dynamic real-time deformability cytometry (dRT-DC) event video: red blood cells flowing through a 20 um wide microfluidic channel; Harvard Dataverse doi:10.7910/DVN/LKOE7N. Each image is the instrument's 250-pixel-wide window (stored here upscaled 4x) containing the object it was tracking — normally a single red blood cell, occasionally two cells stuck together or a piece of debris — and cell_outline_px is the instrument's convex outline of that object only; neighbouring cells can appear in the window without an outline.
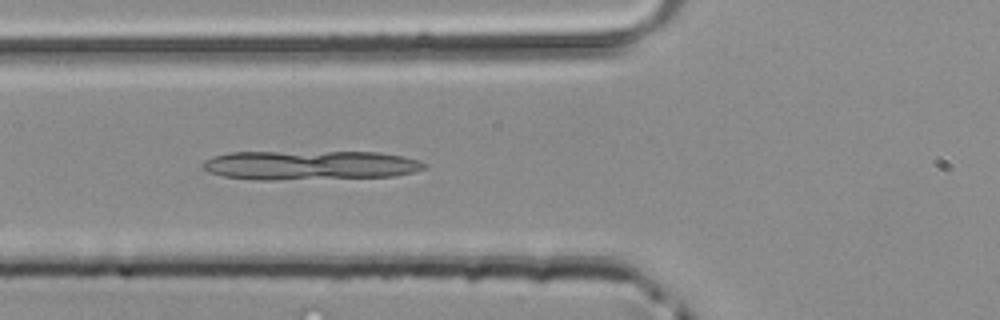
{"species": "common noctule bat (a hibernating species)", "species_latin": "Nyctalus noctula", "temperature_condition": "room temperature", "stored_images_in_passage": 31, "camera_frame_rate_fps": 3000, "um_per_image_px": 0.085, "animal": {"sex": "male", "body_mass_g": 20.4}, "frame": {"image": 1, "passage_image": 7, "time_ms": 2.0, "image_size_px": [1000, 320], "cell_outline_px": [[428, 168], [416, 172], [396, 176], [272, 180], [252, 180], [224, 176], [208, 172], [200, 168], [200, 164], [204, 160], [212, 156], [228, 152], [380, 152], [404, 156], [428, 164]], "centroid_in_image_um": [26.33, 14.04], "position_along_channel_um": 99.5, "area_um2": 38.32}}
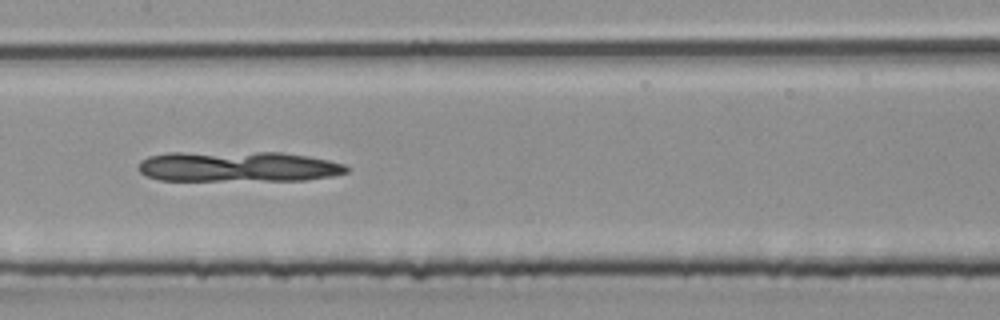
{"frame": {"image": 2, "passage_image": 13, "time_ms": 4.0, "image_size_px": [1000, 320], "cell_outline_px": [[348, 172], [332, 176], [304, 180], [160, 180], [148, 176], [140, 172], [140, 160], [148, 156], [168, 152], [280, 152], [308, 156], [328, 160], [344, 164], [348, 168]], "centroid_in_image_um": [20.23, 14.15], "position_along_channel_um": 187.2, "area_um2": 36.99}}
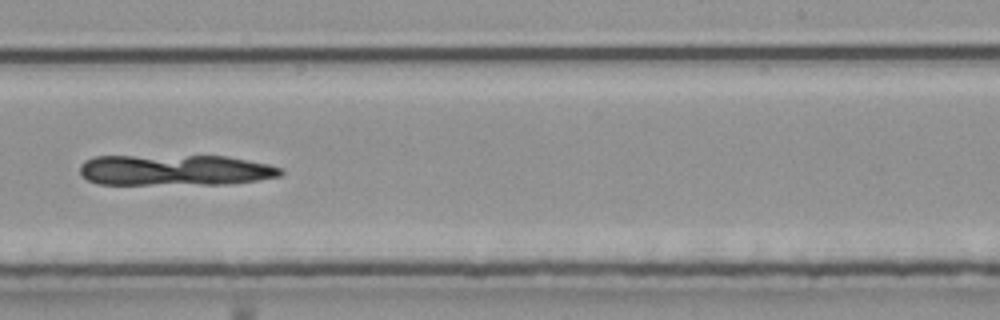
{"frame": {"image": 3, "passage_image": 19, "time_ms": 6.0, "image_size_px": [1000, 320], "cell_outline_px": [[284, 172], [280, 176], [232, 184], [96, 184], [88, 180], [80, 172], [80, 164], [84, 160], [92, 156], [228, 156], [268, 164], [284, 168]], "centroid_in_image_um": [14.88, 14.46], "position_along_channel_um": 274.1, "area_um2": 36.41}}